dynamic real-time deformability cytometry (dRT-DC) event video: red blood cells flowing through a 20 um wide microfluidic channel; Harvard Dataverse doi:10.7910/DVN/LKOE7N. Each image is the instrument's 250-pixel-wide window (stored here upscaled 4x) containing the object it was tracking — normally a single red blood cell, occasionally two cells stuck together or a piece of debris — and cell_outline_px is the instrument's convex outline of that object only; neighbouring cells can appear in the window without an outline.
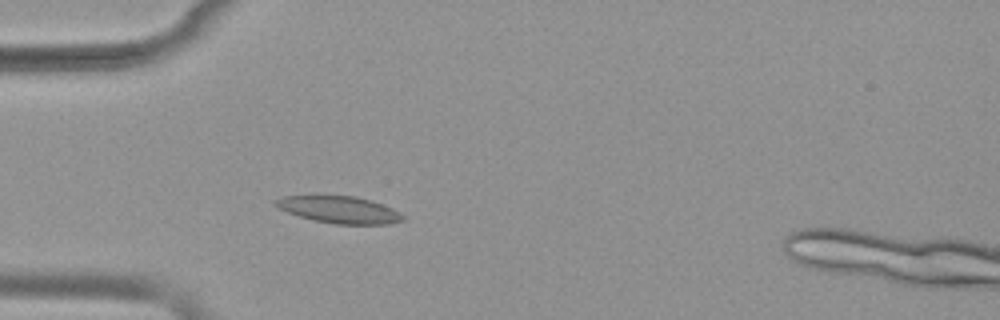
{"species": "common noctule bat (a hibernating species)", "species_latin": "Nyctalus noctula", "temperature_condition": "warm", "stored_images_in_passage": 32, "camera_frame_rate_fps": 3000, "um_per_image_px": 0.085, "animal": {"sex": "female", "body_mass_g": 19.9}, "frame": {"image": 1, "passage_image": 1, "time_ms": 0.0, "image_size_px": [1000, 320], "cell_outline_px": [[404, 220], [388, 224], [332, 224], [312, 220], [288, 212], [272, 204], [272, 200], [284, 196], [356, 196], [372, 200], [392, 208], [400, 212], [404, 216]], "centroid_in_image_um": [28.84, 17.82], "position_along_channel_um": 56.2, "area_um2": 20.06}}
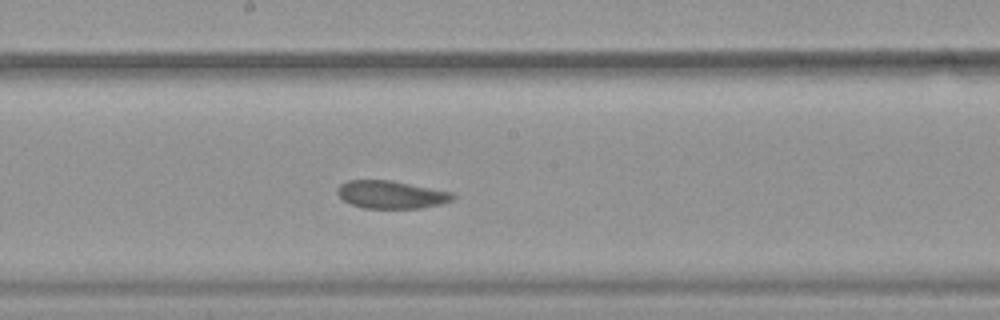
{"frame": {"image": 2, "passage_image": 14, "time_ms": 4.333, "image_size_px": [1000, 320], "cell_outline_px": [[456, 196], [452, 200], [440, 204], [420, 208], [364, 208], [352, 204], [344, 200], [336, 192], [336, 188], [340, 184], [348, 180], [392, 180], [452, 192]], "centroid_in_image_um": [33.24, 16.53], "position_along_channel_um": 215.0, "area_um2": 18.67}}
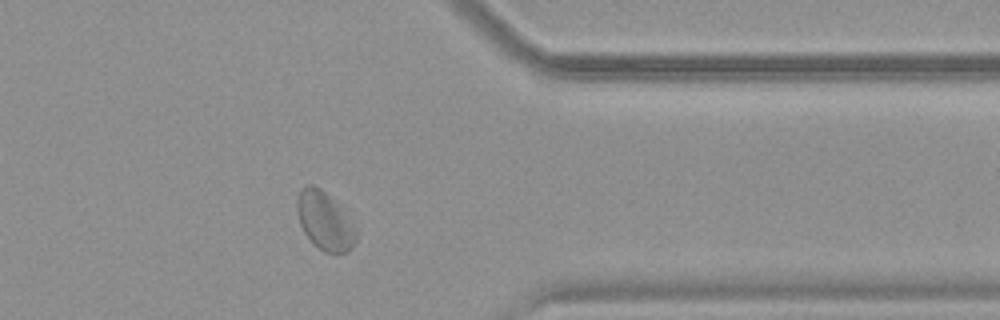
{"frame": {"image": 3, "passage_image": 28, "time_ms": 9.0, "image_size_px": [1000, 320], "cell_outline_px": [[356, 240], [352, 248], [348, 252], [324, 252], [312, 244], [304, 232], [300, 224], [296, 208], [296, 200], [300, 188], [308, 184], [312, 184], [320, 188], [332, 200], [356, 228]], "centroid_in_image_um": [27.55, 18.79], "position_along_channel_um": 383.8, "area_um2": 19.71}, "authors_computed_cell_mechanics": {"area_um2": 19.3919, "velocity_mm_per_s": 3.8299, "shape_relaxation_time_tau1_ms": null, "shape_relaxation_time_tau2_ms": 2.888, "deformation_change_tau1": null, "deformation_change_tau2": 0.0769}}